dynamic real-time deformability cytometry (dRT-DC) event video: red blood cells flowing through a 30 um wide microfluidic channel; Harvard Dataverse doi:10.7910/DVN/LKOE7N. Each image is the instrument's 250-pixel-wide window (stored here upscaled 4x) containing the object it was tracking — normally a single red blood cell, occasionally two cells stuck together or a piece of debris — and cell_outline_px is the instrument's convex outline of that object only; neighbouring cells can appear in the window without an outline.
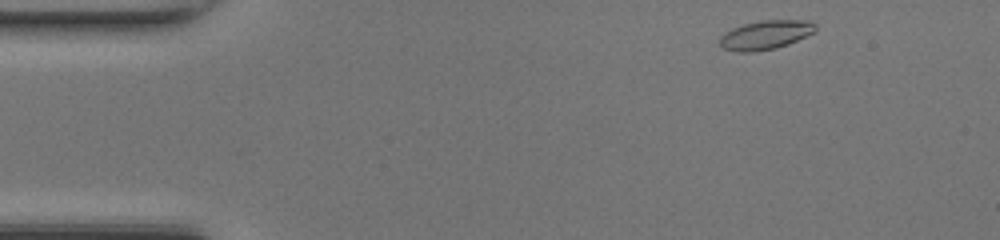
{"species": "common noctule bat (a hibernating species)", "species_latin": "Nyctalus noctula", "temperature_condition": "room temperature", "stored_images_in_passage": 43, "camera_frame_rate_fps": 3000, "um_per_image_px": 0.085, "animal": {"sex": "female", "body_mass_g": 17.0, "forearm_length_mm": 48.0}, "frame": {"image": 1, "passage_image": 1, "time_ms": 0.0, "image_size_px": [1000, 240], "cell_outline_px": [[816, 32], [788, 44], [776, 48], [752, 52], [736, 52], [724, 48], [720, 44], [720, 36], [724, 32], [732, 28], [744, 24], [760, 20], [808, 20], [816, 24]], "centroid_in_image_um": [65.08, 2.96], "position_along_channel_um": 19.9, "area_um2": 16.3}}
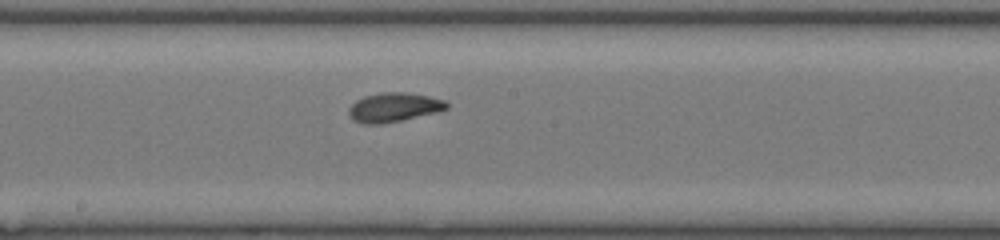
{"frame": {"image": 2, "passage_image": 21, "time_ms": 6.667, "image_size_px": [1000, 240], "cell_outline_px": [[448, 108], [440, 112], [380, 124], [364, 124], [352, 120], [348, 116], [348, 108], [356, 100], [364, 96], [380, 92], [408, 92], [428, 96], [444, 100], [448, 104]], "centroid_in_image_um": [33.45, 9.12], "position_along_channel_um": 214.7, "area_um2": 16.82}}
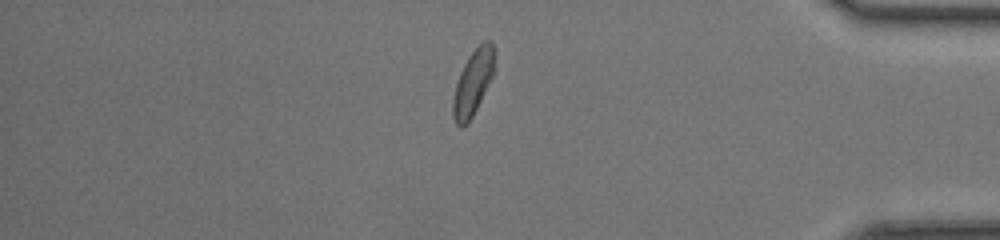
{"frame": {"image": 3, "passage_image": 36, "time_ms": 11.667, "image_size_px": [1000, 240], "cell_outline_px": [[492, 76], [468, 124], [460, 128], [456, 124], [452, 116], [452, 100], [456, 84], [460, 72], [468, 56], [484, 40], [492, 40]], "centroid_in_image_um": [40.14, 7.07], "position_along_channel_um": 395.1, "area_um2": 15.26}, "authors_computed_cell_mechanics": {"area_um2": 15.9528, "velocity_mm_per_s": 4.2803, "shape_relaxation_time_tau1_ms": 4.8804, "shape_relaxation_time_tau2_ms": 1.7873, "deformation_change_tau1": 0.1612, "deformation_change_tau2": 0.0756}}